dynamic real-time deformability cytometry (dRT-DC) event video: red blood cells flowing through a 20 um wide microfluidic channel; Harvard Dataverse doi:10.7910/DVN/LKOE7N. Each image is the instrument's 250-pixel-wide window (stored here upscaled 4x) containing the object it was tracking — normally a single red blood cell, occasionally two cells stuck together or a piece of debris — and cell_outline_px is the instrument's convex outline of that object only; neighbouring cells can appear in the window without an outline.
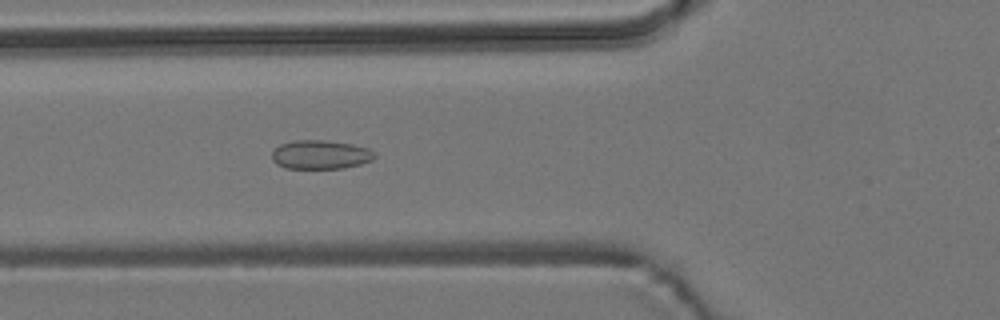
{"species": "common noctule bat (a hibernating species)", "species_latin": "Nyctalus noctula", "temperature_condition": "room temperature", "stored_images_in_passage": 5, "camera_frame_rate_fps": 3000, "um_per_image_px": 0.085, "animal": {"sex": "male", "body_mass_g": 19.2, "forearm_length_mm": 51.8}, "frame": {"image": 1, "passage_image": 5, "time_ms": 4.667, "image_size_px": [1000, 320], "cell_outline_px": [[376, 156], [372, 160], [360, 164], [344, 168], [284, 168], [276, 164], [272, 160], [272, 152], [280, 144], [292, 140], [324, 140], [352, 144], [368, 148], [376, 152]], "centroid_in_image_um": [27.24, 13.14], "position_along_channel_um": 98.6, "area_um2": 17.4}}